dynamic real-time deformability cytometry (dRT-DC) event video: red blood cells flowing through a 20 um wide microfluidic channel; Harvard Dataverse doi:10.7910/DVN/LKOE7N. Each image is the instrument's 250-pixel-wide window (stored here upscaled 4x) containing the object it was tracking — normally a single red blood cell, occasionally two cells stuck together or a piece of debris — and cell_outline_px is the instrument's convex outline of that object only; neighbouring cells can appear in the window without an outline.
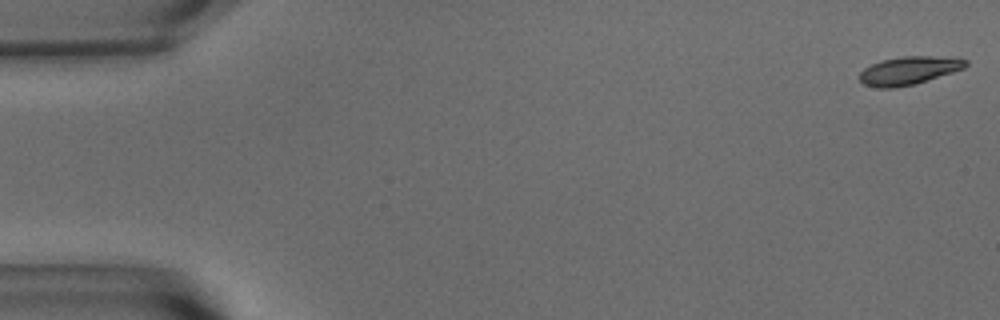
{"species": "common noctule bat (a hibernating species)", "species_latin": "Nyctalus noctula", "temperature_condition": "warm", "stored_images_in_passage": 8, "camera_frame_rate_fps": 3000, "um_per_image_px": 0.085, "animal": {"sex": "male", "body_mass_g": 15.6}, "frame": {"image": 1, "passage_image": 1, "time_ms": 0.0, "image_size_px": [1000, 320], "cell_outline_px": [[968, 64], [964, 68], [952, 72], [912, 84], [892, 88], [876, 88], [864, 84], [860, 80], [860, 72], [864, 68], [880, 60], [904, 56], [960, 56], [968, 60]], "centroid_in_image_um": [77.29, 5.96], "position_along_channel_um": 7.7, "area_um2": 17.46}}